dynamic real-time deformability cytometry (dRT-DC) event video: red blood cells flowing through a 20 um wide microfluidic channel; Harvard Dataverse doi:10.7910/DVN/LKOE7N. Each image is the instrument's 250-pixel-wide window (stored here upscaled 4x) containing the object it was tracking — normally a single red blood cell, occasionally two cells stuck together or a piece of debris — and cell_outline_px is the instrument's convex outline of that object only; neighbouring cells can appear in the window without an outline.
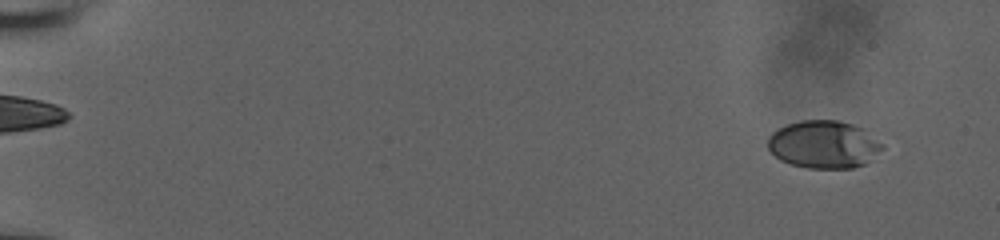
{"species": "human", "species_latin": "Homo sapiens", "temperature_condition": "room temperature", "stored_images_in_passage": 56, "camera_frame_rate_fps": 3000, "um_per_image_px": 0.085, "donor": {"sex": "male"}, "frame": {"image": 1, "passage_image": 4, "time_ms": 1.0, "image_size_px": [1000, 240], "cell_outline_px": [[884, 148], [864, 164], [852, 168], [808, 168], [792, 164], [780, 160], [768, 148], [768, 136], [772, 132], [788, 124], [800, 120], [836, 120], [852, 124], [864, 128], [884, 144]], "centroid_in_image_um": [70.04, 12.27], "position_along_channel_um": 15.0, "area_um2": 31.79}}
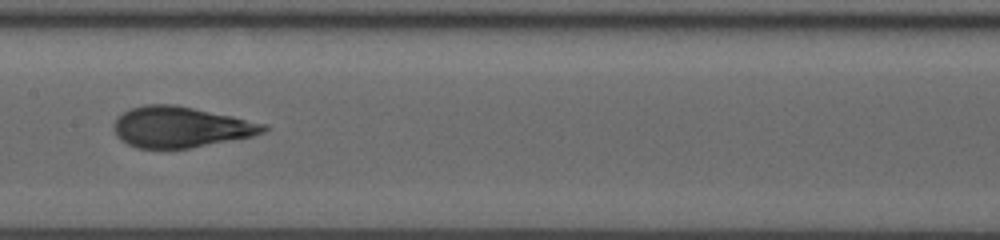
{"frame": {"image": 2, "passage_image": 31, "time_ms": 10.0, "image_size_px": [1000, 240], "cell_outline_px": [[268, 128], [264, 132], [252, 136], [188, 148], [136, 148], [120, 140], [116, 136], [112, 124], [124, 112], [132, 108], [148, 104], [176, 104], [232, 116], [264, 124]], "centroid_in_image_um": [15.31, 10.8], "position_along_channel_um": 192.1, "area_um2": 35.26}}
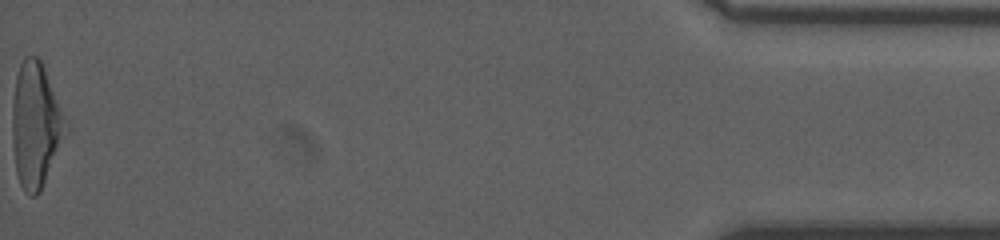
{"frame": {"image": 3, "passage_image": 56, "time_ms": 18.333, "image_size_px": [1000, 240], "cell_outline_px": [[68, 128], [40, 192], [36, 196], [28, 196], [24, 192], [20, 184], [16, 172], [12, 140], [12, 104], [16, 76], [20, 64], [24, 56], [40, 56]], "centroid_in_image_um": [2.99, 10.63], "position_along_channel_um": 432.2, "area_um2": 38.55}, "authors_computed_cell_mechanics": {"area_um2": 34.3332, "velocity_mm_per_s": 3.9361, "shape_relaxation_time_tau1_ms": 5.7213, "shape_relaxation_time_tau2_ms": 0.8751, "deformation_change_tau1": 0.2107, "deformation_change_tau2": 0.0723}}